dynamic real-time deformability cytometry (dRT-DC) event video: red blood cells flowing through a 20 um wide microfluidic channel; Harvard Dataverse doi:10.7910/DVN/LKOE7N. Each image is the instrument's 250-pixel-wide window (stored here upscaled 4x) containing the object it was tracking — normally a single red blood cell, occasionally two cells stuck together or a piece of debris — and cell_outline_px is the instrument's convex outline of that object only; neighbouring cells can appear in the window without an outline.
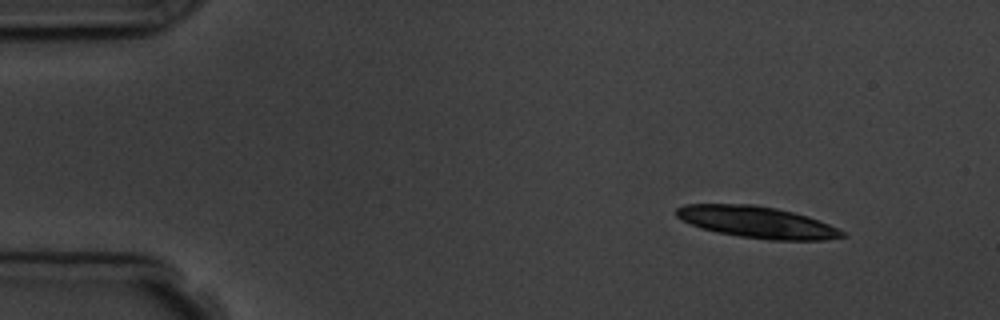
{"species": "common noctule bat (a hibernating species)", "species_latin": "Nyctalus noctula", "temperature_condition": "room temperature", "stored_images_in_passage": 3, "camera_frame_rate_fps": 3000, "um_per_image_px": 0.085, "animal": {"sex": "male", "body_mass_g": 19.5, "forearm_length_mm": 54.6}, "frame": {"image": 1, "passage_image": 1, "time_ms": 0.0, "image_size_px": [1000, 320], "cell_outline_px": [[848, 236], [824, 240], [772, 240], [740, 236], [716, 232], [700, 228], [680, 220], [676, 216], [676, 208], [684, 204], [756, 204], [776, 208], [808, 216], [820, 220], [844, 232]], "centroid_in_image_um": [64.32, 18.88], "position_along_channel_um": 20.7, "area_um2": 30.63}}